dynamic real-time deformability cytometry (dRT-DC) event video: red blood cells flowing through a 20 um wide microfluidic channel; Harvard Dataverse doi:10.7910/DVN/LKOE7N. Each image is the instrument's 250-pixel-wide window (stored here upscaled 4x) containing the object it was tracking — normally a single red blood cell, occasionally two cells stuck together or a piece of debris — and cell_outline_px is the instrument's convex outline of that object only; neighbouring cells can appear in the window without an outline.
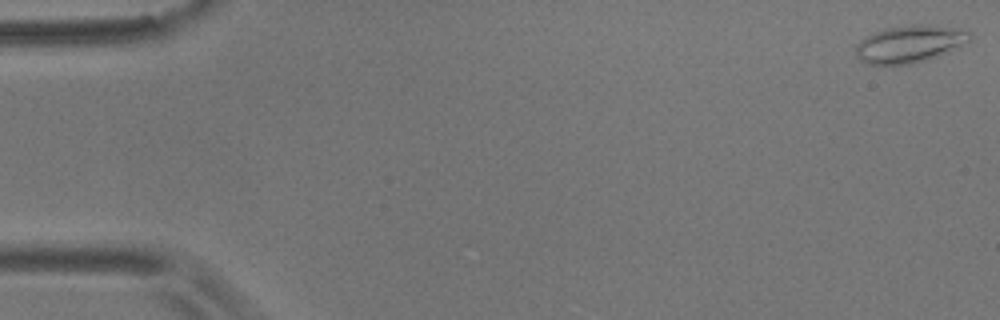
{"species": "common noctule bat (a hibernating species)", "species_latin": "Nyctalus noctula", "temperature_condition": "room temperature", "stored_images_in_passage": 8, "camera_frame_rate_fps": 3000, "um_per_image_px": 0.085, "animal": {"sex": "male", "body_mass_g": 17.9}, "frame": {"image": 1, "passage_image": 1, "time_ms": 0.0, "image_size_px": [1000, 320], "cell_outline_px": [[972, 40], [948, 52], [928, 60], [912, 64], [892, 68], [868, 64], [860, 60], [856, 56], [856, 44], [860, 40], [872, 32], [888, 28], [912, 24], [920, 24], [952, 28], [972, 32]], "centroid_in_image_um": [77.28, 3.79], "position_along_channel_um": 7.7, "area_um2": 25.43}}
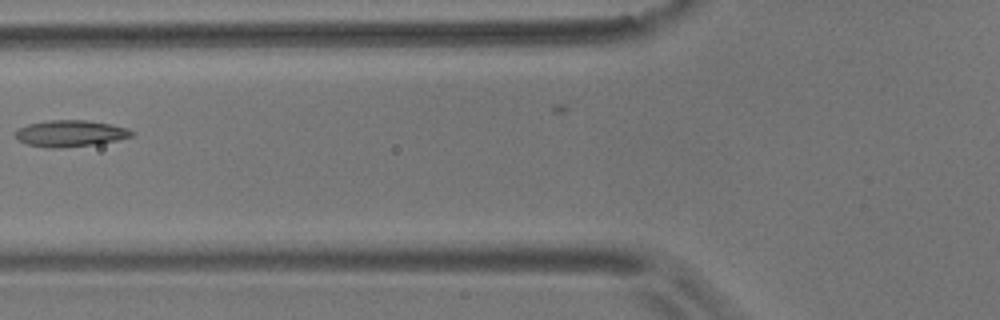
{"frame": {"image": 2, "passage_image": 7, "time_ms": 7.0, "image_size_px": [1000, 320], "cell_outline_px": [[136, 132], [132, 136], [116, 140], [96, 144], [60, 148], [48, 148], [28, 144], [16, 140], [16, 132], [20, 128], [28, 124], [48, 120], [88, 120], [128, 128]], "centroid_in_image_um": [5.98, 11.34], "position_along_channel_um": 119.8, "area_um2": 17.86}}
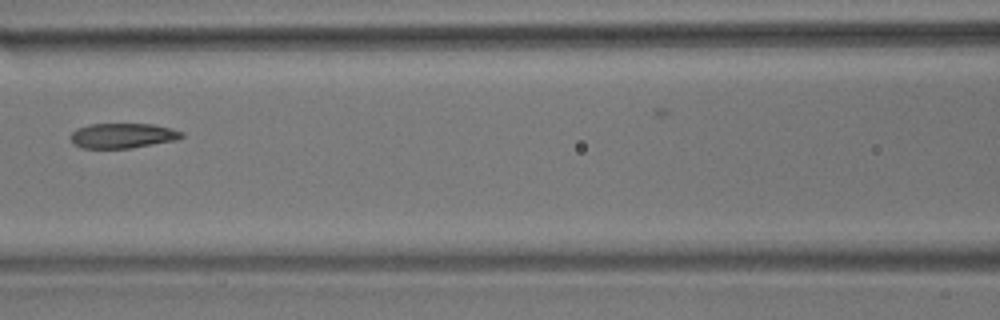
{"frame": {"image": 3, "passage_image": 8, "time_ms": 8.0, "image_size_px": [1000, 320], "cell_outline_px": [[184, 136], [176, 140], [128, 148], [80, 148], [72, 144], [72, 132], [76, 128], [92, 124], [152, 124], [172, 128], [184, 132]], "centroid_in_image_um": [10.43, 11.53], "position_along_channel_um": 156.2, "area_um2": 16.13}}